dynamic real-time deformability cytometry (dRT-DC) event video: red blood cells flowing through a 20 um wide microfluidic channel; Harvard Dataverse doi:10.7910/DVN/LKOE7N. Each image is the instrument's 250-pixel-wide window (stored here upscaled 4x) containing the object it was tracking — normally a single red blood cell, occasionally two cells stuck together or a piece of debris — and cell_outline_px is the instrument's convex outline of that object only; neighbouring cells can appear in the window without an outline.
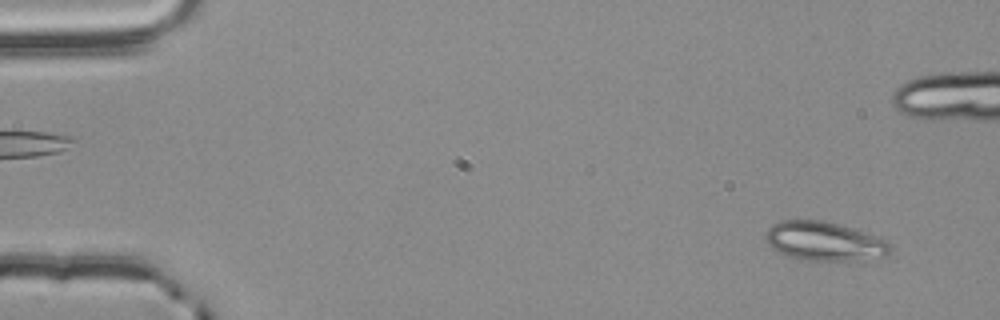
{"species": "common noctule bat (a hibernating species)", "species_latin": "Nyctalus noctula", "temperature_condition": "room temperature", "stored_images_in_passage": 53, "camera_frame_rate_fps": 3000, "um_per_image_px": 0.085, "animal": {"sex": "male", "body_mass_g": 20.4}, "frame": {"image": 1, "passage_image": 1, "time_ms": 0.0, "image_size_px": [1000, 320], "cell_outline_px": [[892, 252], [884, 256], [856, 260], [804, 260], [784, 256], [772, 248], [764, 240], [764, 232], [772, 224], [780, 220], [824, 220], [888, 240], [892, 244]], "centroid_in_image_um": [70.02, 20.51], "position_along_channel_um": 15.0, "area_um2": 28.5}}
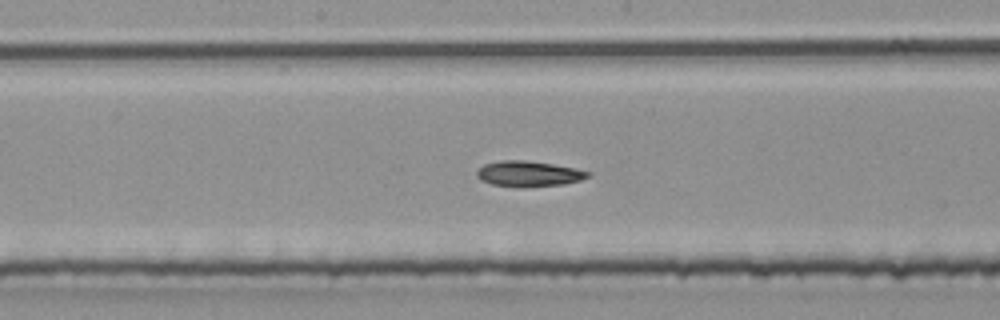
{"frame": {"image": 2, "passage_image": 26, "time_ms": 8.333, "image_size_px": [1000, 320], "cell_outline_px": [[592, 172], [588, 176], [580, 180], [564, 184], [524, 188], [516, 188], [492, 184], [480, 180], [476, 176], [476, 172], [484, 164], [504, 160], [524, 160], [552, 164], [576, 168]], "centroid_in_image_um": [44.92, 14.79], "position_along_channel_um": 203.3, "area_um2": 16.7}}
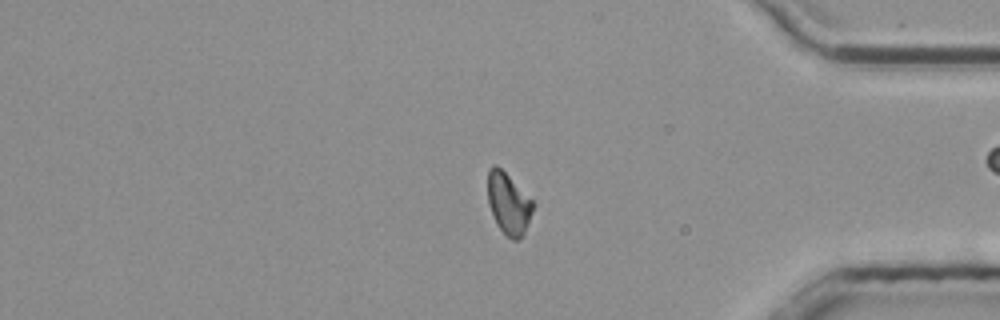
{"frame": {"image": 3, "passage_image": 43, "time_ms": 14.0, "image_size_px": [1000, 320], "cell_outline_px": [[532, 212], [524, 232], [520, 240], [512, 240], [496, 224], [492, 216], [488, 200], [488, 168], [492, 164], [496, 164], [532, 200]], "centroid_in_image_um": [43.19, 17.3], "position_along_channel_um": 392.0, "area_um2": 15.84}}